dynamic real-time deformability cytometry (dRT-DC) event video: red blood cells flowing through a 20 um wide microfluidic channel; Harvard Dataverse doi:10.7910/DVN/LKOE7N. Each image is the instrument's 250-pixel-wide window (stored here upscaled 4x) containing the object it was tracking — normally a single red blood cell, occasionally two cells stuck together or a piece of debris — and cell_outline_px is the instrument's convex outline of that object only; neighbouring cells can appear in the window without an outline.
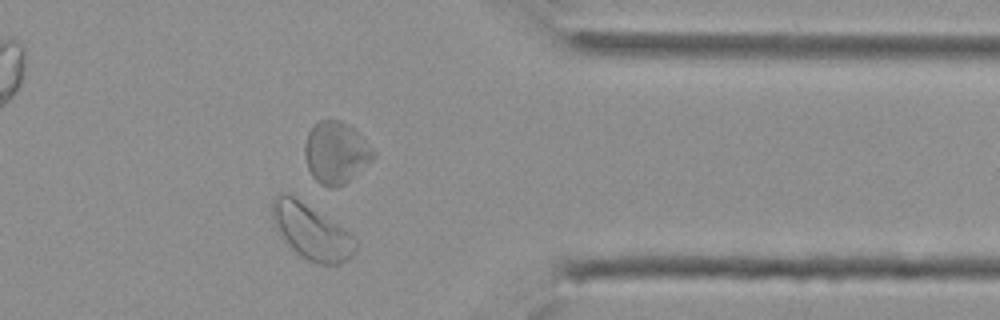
{"species": "Egyptian fruit bat (a non-hibernating species)", "species_latin": "Rousettus aegyptiacus", "temperature_condition": "cold", "stored_images_in_passage": 27, "camera_frame_rate_fps": 3000, "um_per_image_px": 0.085, "animal": {"sex": "female"}, "frame": {"image": 1, "passage_image": 20, "time_ms": 6.333, "image_size_px": [1000, 320], "cell_outline_px": [[360, 244], [352, 256], [348, 260], [340, 264], [316, 264], [308, 260], [296, 252], [292, 248], [276, 228], [272, 220], [272, 196], [280, 192], [284, 192], [300, 200], [348, 232]], "centroid_in_image_um": [26.46, 19.7], "position_along_channel_um": 384.9, "area_um2": 26.41}}